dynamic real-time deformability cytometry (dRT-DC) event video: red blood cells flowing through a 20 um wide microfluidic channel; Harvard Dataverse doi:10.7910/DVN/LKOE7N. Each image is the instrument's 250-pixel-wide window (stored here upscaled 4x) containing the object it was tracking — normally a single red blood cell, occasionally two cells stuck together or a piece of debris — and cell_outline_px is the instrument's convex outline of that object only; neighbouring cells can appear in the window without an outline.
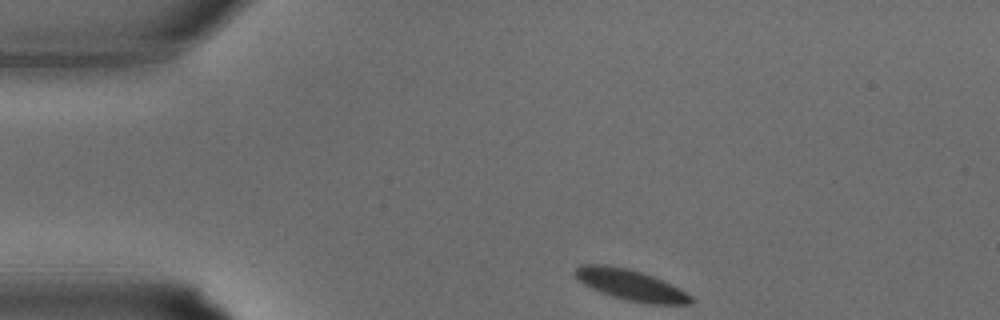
{"species": "common noctule bat (a hibernating species)", "species_latin": "Nyctalus noctula", "temperature_condition": "warm", "stored_images_in_passage": 23, "camera_frame_rate_fps": 3000, "um_per_image_px": 0.085, "animal": {"sex": "male", "body_mass_g": 15.6}, "frame": {"image": 1, "passage_image": 1, "time_ms": 0.0, "image_size_px": [1000, 320], "cell_outline_px": [[696, 300], [692, 304], [648, 304], [628, 300], [612, 296], [600, 292], [584, 284], [572, 272], [580, 264], [604, 264], [628, 268], [652, 276], [692, 296]], "centroid_in_image_um": [53.58, 24.22], "position_along_channel_um": 31.4, "area_um2": 20.52}}
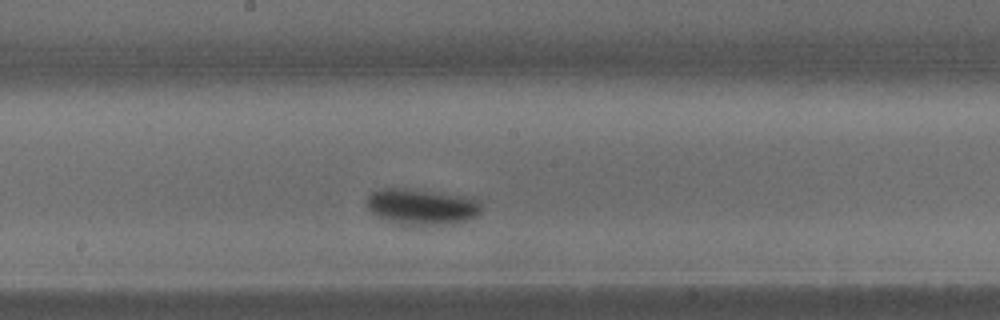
{"frame": {"image": 2, "passage_image": 13, "time_ms": 4.0, "image_size_px": [1000, 320], "cell_outline_px": [[480, 212], [476, 216], [468, 220], [452, 224], [424, 228], [408, 228], [376, 216], [368, 208], [368, 196], [372, 192], [380, 188], [408, 188], [464, 196], [480, 200]], "centroid_in_image_um": [35.84, 17.63], "position_along_channel_um": 212.4, "area_um2": 24.91}}
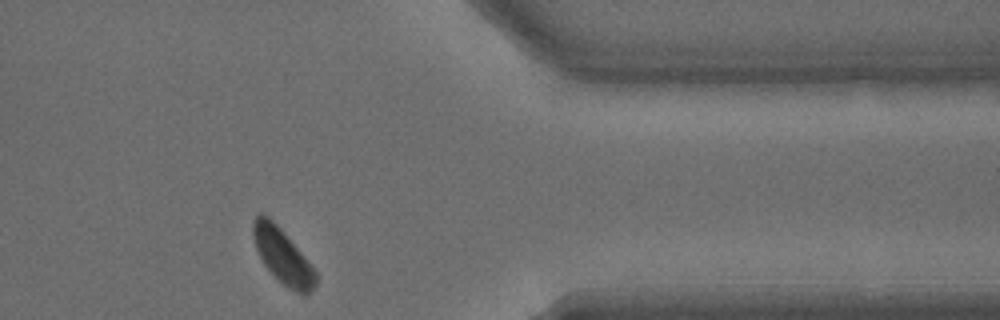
{"frame": {"image": 3, "passage_image": 23, "time_ms": 7.333, "image_size_px": [1000, 320], "cell_outline_px": [[316, 284], [308, 296], [304, 296], [288, 288], [264, 264], [256, 248], [252, 232], [252, 224], [256, 216], [260, 212], [268, 216], [280, 228], [316, 272]], "centroid_in_image_um": [24.02, 21.78], "position_along_channel_um": 387.4, "area_um2": 19.48}}